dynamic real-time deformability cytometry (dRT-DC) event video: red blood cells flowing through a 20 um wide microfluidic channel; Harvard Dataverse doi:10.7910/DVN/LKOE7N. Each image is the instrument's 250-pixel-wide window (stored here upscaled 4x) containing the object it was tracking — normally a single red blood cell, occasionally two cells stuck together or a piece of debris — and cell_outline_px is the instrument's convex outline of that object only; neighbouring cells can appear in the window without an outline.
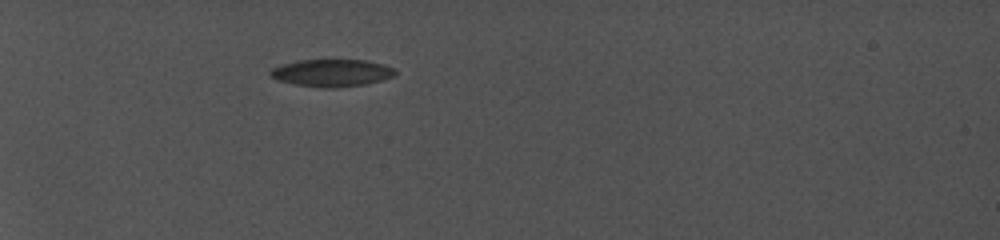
{"species": "common noctule bat (a hibernating species)", "species_latin": "Nyctalus noctula", "temperature_condition": "cold", "stored_images_in_passage": 33, "camera_frame_rate_fps": 5000, "um_per_image_px": 0.085, "animal": {"sex": "female", "body_mass_g": 19.0, "forearm_length_mm": 56.7}, "frame": {"image": 1, "passage_image": 1, "time_ms": 0.0, "image_size_px": [1000, 240], "cell_outline_px": [[396, 76], [364, 84], [336, 88], [324, 88], [296, 84], [276, 80], [268, 76], [268, 72], [272, 68], [280, 64], [296, 60], [364, 60], [384, 64], [396, 68]], "centroid_in_image_um": [28.17, 6.19], "position_along_channel_um": 56.8, "area_um2": 20.11}}
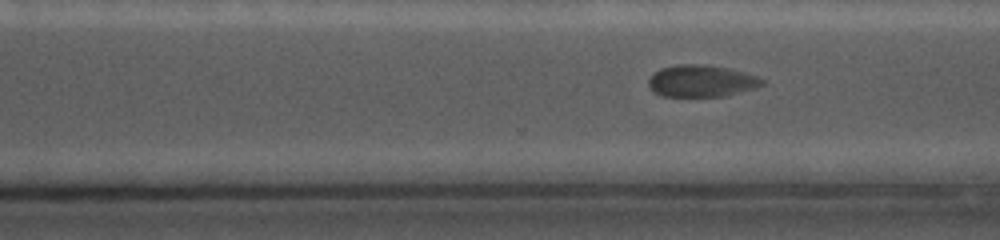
{"frame": {"image": 2, "passage_image": 24, "time_ms": 8.0, "image_size_px": [1000, 240], "cell_outline_px": [[764, 84], [756, 88], [724, 96], [660, 96], [652, 92], [648, 84], [648, 80], [652, 72], [660, 68], [676, 64], [704, 64], [728, 68], [756, 76], [764, 80]], "centroid_in_image_um": [59.56, 6.88], "position_along_channel_um": 311.0, "area_um2": 21.27}}
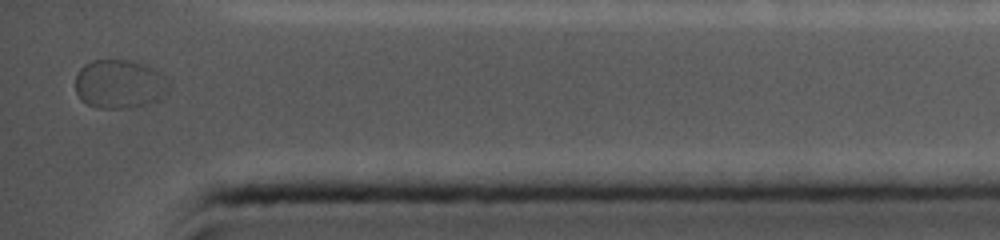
{"frame": {"image": 3, "passage_image": 33, "time_ms": 11.0, "image_size_px": [1000, 240], "cell_outline_px": [[168, 92], [164, 96], [148, 104], [128, 108], [100, 108], [88, 104], [80, 100], [76, 92], [76, 76], [80, 68], [84, 64], [92, 60], [132, 60], [144, 64], [160, 72], [164, 76], [168, 84]], "centroid_in_image_um": [10.15, 7.14], "position_along_channel_um": 425.1, "area_um2": 26.7}}